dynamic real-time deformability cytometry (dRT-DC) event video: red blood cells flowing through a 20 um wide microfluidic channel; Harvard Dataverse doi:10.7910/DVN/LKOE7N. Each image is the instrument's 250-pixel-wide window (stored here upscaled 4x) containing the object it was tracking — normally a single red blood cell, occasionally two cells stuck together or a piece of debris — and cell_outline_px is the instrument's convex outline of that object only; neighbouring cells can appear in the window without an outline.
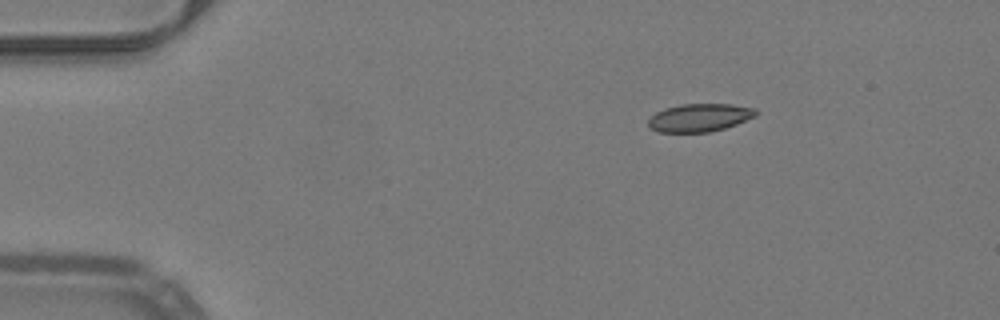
{"species": "common noctule bat (a hibernating species)", "species_latin": "Nyctalus noctula", "temperature_condition": "warm", "stored_images_in_passage": 45, "camera_frame_rate_fps": 3000, "um_per_image_px": 0.085, "animal": {"sex": "male", "body_mass_g": 19.2, "forearm_length_mm": 51.8}, "frame": {"image": 1, "passage_image": 1, "time_ms": 0.0, "image_size_px": [1000, 320], "cell_outline_px": [[756, 116], [736, 124], [724, 128], [708, 132], [660, 132], [652, 128], [648, 124], [648, 120], [656, 112], [664, 108], [680, 104], [732, 104], [756, 108]], "centroid_in_image_um": [59.47, 9.99], "position_along_channel_um": 25.5, "area_um2": 17.46}}
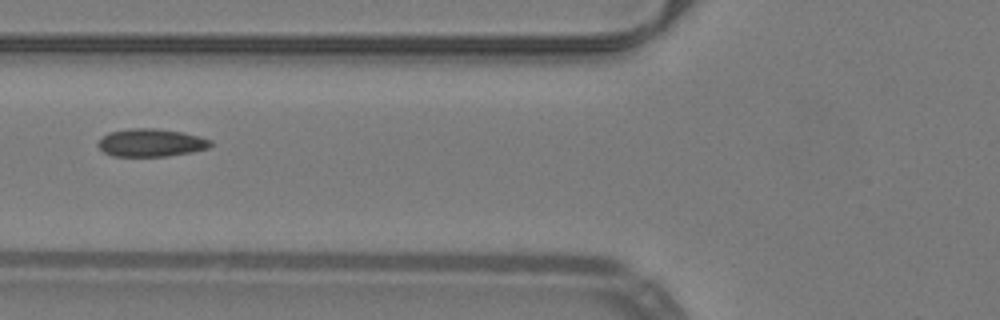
{"frame": {"image": 2, "passage_image": 13, "time_ms": 4.0, "image_size_px": [1000, 320], "cell_outline_px": [[212, 144], [208, 148], [192, 152], [168, 156], [112, 156], [104, 152], [96, 144], [108, 132], [128, 128], [156, 128], [184, 132], [212, 140]], "centroid_in_image_um": [12.84, 12.12], "position_along_channel_um": 113.0, "area_um2": 18.38}}
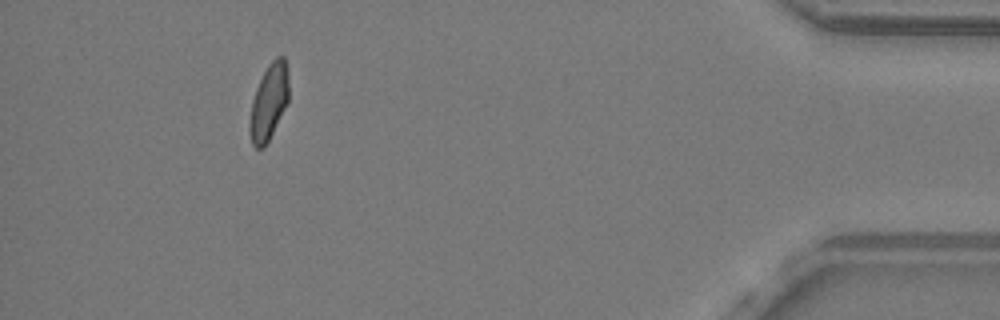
{"frame": {"image": 3, "passage_image": 40, "time_ms": 13.0, "image_size_px": [1000, 320], "cell_outline_px": [[288, 104], [264, 148], [256, 148], [252, 144], [248, 128], [252, 100], [256, 88], [268, 64], [276, 56], [284, 56], [288, 68]], "centroid_in_image_um": [22.86, 8.67], "position_along_channel_um": 412.3, "area_um2": 17.46}, "authors_computed_cell_mechanics": {"area_um2": 18.1492, "velocity_mm_per_s": 4.0085, "shape_relaxation_time_tau1_ms": 9.9979, "shape_relaxation_time_tau2_ms": 0.9553, "deformation_change_tau1": 0.2121, "deformation_change_tau2": 0.0573}}